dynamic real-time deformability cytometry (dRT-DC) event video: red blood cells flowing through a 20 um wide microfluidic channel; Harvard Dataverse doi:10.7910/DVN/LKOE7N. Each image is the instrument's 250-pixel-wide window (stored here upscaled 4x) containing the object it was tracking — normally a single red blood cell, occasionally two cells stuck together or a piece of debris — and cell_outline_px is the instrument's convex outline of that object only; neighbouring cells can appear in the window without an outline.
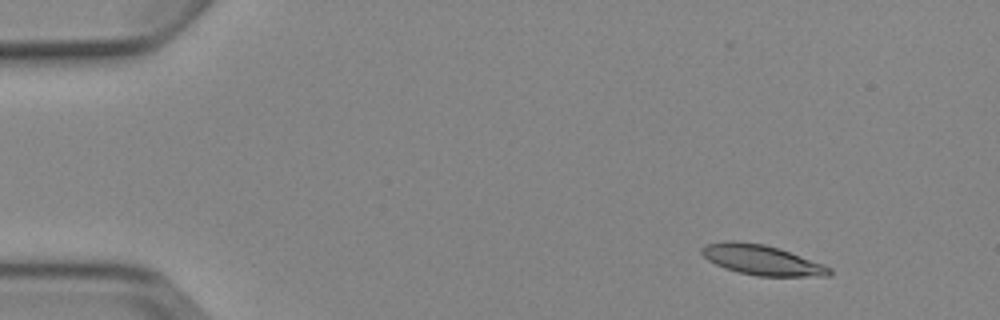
{"species": "Egyptian fruit bat (a non-hibernating species)", "species_latin": "Rousettus aegyptiacus", "temperature_condition": "cold", "stored_images_in_passage": 4, "camera_frame_rate_fps": 3000, "um_per_image_px": 0.085, "animal": {"sex": "female"}, "frame": {"image": 1, "passage_image": 2, "time_ms": 1.333, "image_size_px": [1000, 320], "cell_outline_px": [[832, 272], [828, 276], [756, 276], [724, 268], [708, 260], [700, 252], [700, 248], [704, 244], [724, 240], [736, 240], [764, 244], [824, 264], [832, 268]], "centroid_in_image_um": [64.7, 22.08], "position_along_channel_um": 20.3, "area_um2": 22.37}}
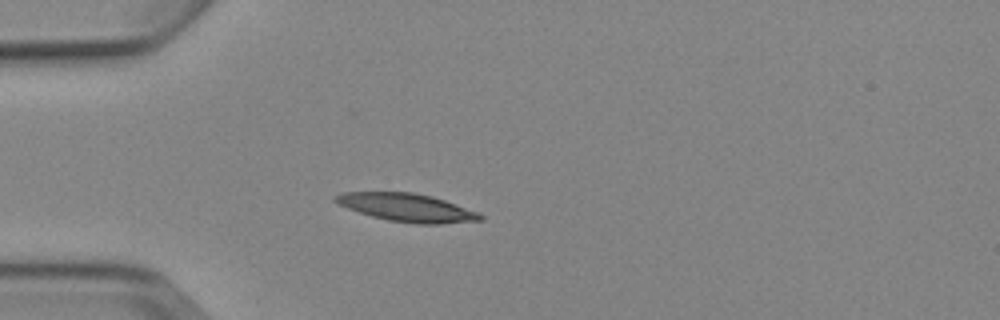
{"frame": {"image": 2, "passage_image": 4, "time_ms": 4.333, "image_size_px": [1000, 320], "cell_outline_px": [[484, 220], [440, 224], [416, 224], [388, 220], [372, 216], [348, 208], [332, 200], [332, 196], [344, 192], [412, 192], [432, 196], [480, 212], [484, 216]], "centroid_in_image_um": [34.63, 17.64], "position_along_channel_um": 50.4, "area_um2": 23.76}}